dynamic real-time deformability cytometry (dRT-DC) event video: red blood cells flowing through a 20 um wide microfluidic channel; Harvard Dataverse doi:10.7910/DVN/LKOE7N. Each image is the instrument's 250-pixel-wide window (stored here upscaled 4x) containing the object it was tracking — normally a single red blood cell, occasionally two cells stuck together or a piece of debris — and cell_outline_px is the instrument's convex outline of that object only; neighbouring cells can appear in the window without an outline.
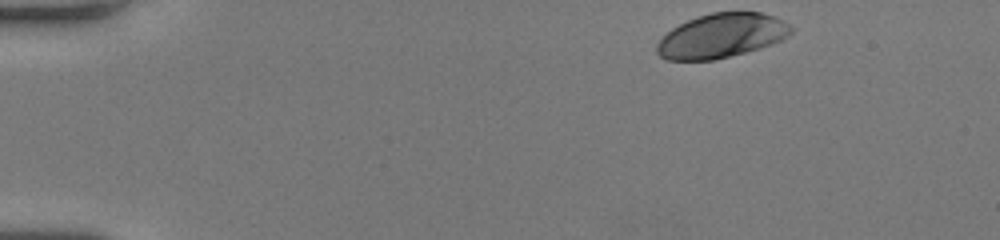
{"species": "human", "species_latin": "Homo sapiens", "temperature_condition": "room temperature", "stored_images_in_passage": 39, "camera_frame_rate_fps": 3000, "um_per_image_px": 0.085, "donor": {"sex": "female"}, "frame": {"image": 1, "passage_image": 1, "time_ms": 0.0, "image_size_px": [1000, 240], "cell_outline_px": [[792, 32], [788, 36], [772, 44], [760, 48], [712, 60], [668, 60], [660, 56], [656, 52], [656, 44], [672, 28], [696, 16], [712, 12], [760, 12], [772, 16], [788, 24], [792, 28]], "centroid_in_image_um": [61.31, 3.03], "position_along_channel_um": 23.7, "area_um2": 34.28}}
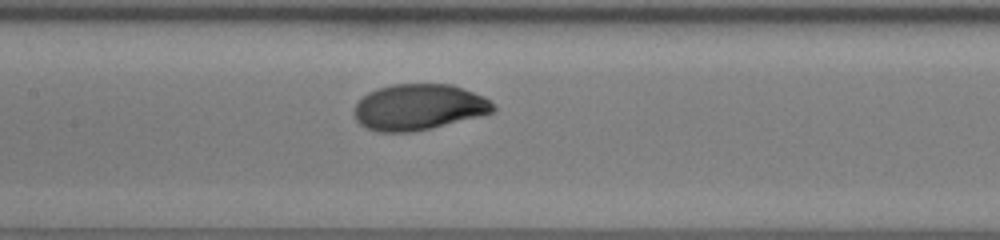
{"frame": {"image": 2, "passage_image": 20, "time_ms": 6.333, "image_size_px": [1000, 240], "cell_outline_px": [[496, 108], [492, 112], [480, 116], [432, 128], [412, 132], [376, 132], [360, 124], [356, 120], [352, 112], [356, 104], [368, 92], [392, 84], [452, 84], [464, 88], [484, 96]], "centroid_in_image_um": [35.58, 9.11], "position_along_channel_um": 171.8, "area_um2": 37.28}}
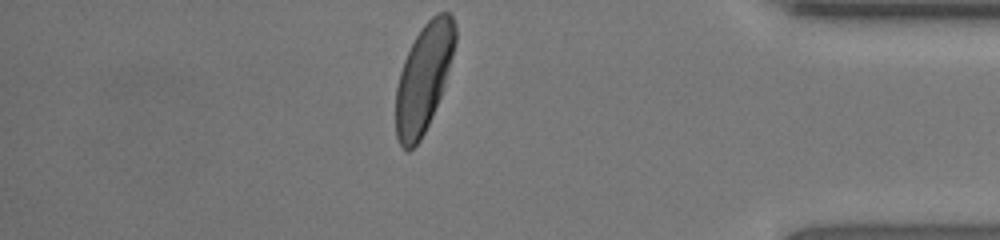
{"frame": {"image": 3, "passage_image": 39, "time_ms": 12.667, "image_size_px": [1000, 240], "cell_outline_px": [[456, 40], [452, 56], [440, 96], [432, 116], [420, 140], [408, 152], [400, 144], [396, 136], [396, 88], [400, 72], [404, 60], [416, 36], [424, 24], [436, 12], [448, 12], [452, 16], [456, 24]], "centroid_in_image_um": [36.01, 6.6], "position_along_channel_um": 399.2, "area_um2": 36.76}, "authors_computed_cell_mechanics": {"area_um2": 36.7608, "velocity_mm_per_s": 4.047, "shape_relaxation_time_tau1_ms": 3.3157, "shape_relaxation_time_tau2_ms": null, "deformation_change_tau1": 0.1853, "deformation_change_tau2": null}}